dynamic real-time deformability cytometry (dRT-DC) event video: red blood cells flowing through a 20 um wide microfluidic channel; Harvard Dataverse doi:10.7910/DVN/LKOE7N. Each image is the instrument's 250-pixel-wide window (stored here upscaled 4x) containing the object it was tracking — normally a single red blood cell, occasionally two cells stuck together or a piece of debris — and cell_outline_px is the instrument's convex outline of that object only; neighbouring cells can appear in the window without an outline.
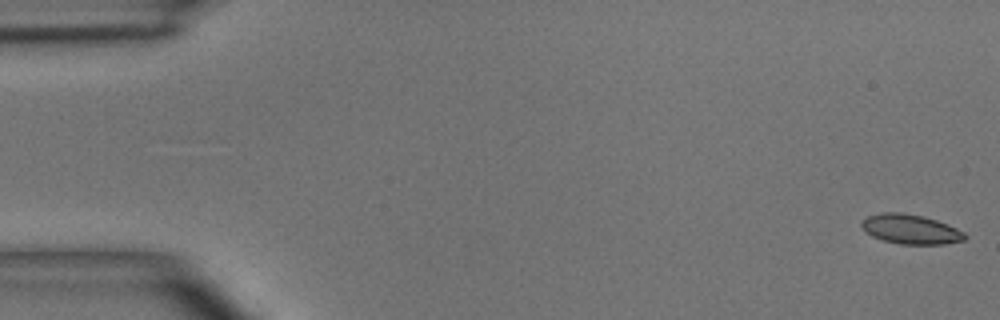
{"species": "common noctule bat (a hibernating species)", "species_latin": "Nyctalus noctula", "temperature_condition": "room temperature", "stored_images_in_passage": 51, "camera_frame_rate_fps": 3000, "um_per_image_px": 0.085, "animal": {"sex": "male", "body_mass_g": 15.6}, "frame": {"image": 1, "passage_image": 1, "time_ms": 0.0, "image_size_px": [1000, 320], "cell_outline_px": [[968, 236], [964, 240], [944, 244], [900, 244], [884, 240], [872, 236], [860, 224], [868, 216], [884, 212], [904, 212], [924, 216], [948, 224], [964, 232]], "centroid_in_image_um": [77.45, 19.48], "position_along_channel_um": 7.6, "area_um2": 17.69}}
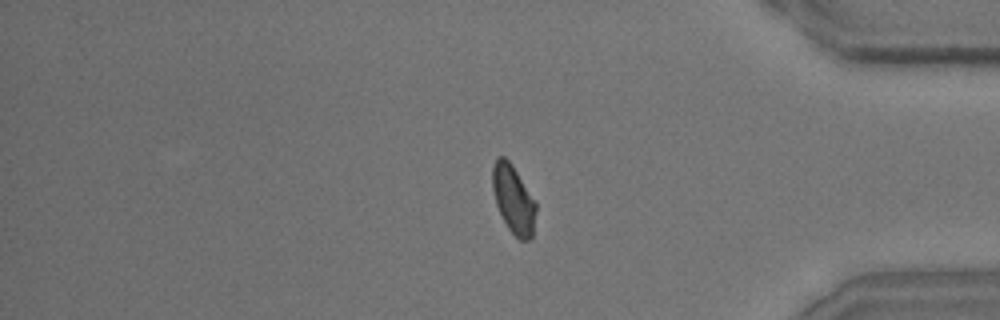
{"frame": {"image": 2, "passage_image": 43, "time_ms": 14.0, "image_size_px": [1000, 320], "cell_outline_px": [[536, 212], [532, 236], [528, 240], [520, 240], [508, 228], [496, 204], [492, 188], [492, 168], [496, 156], [504, 156], [512, 164], [536, 200]], "centroid_in_image_um": [43.64, 16.9], "position_along_channel_um": 391.6, "area_um2": 17.4}}
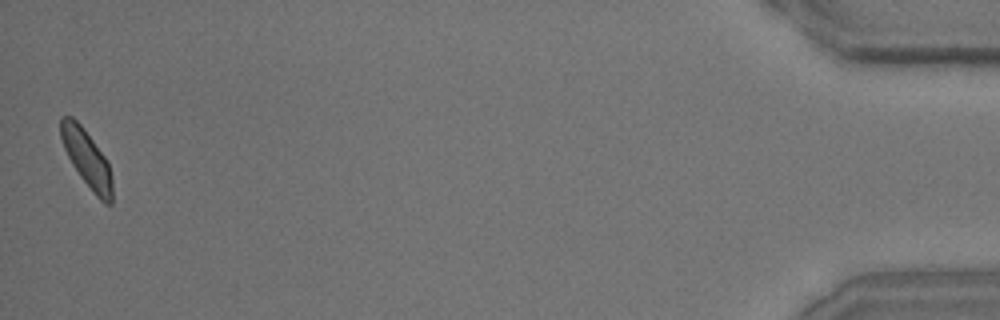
{"frame": {"image": 3, "passage_image": 51, "time_ms": 16.667, "image_size_px": [1000, 320], "cell_outline_px": [[112, 204], [104, 204], [96, 196], [80, 176], [72, 164], [64, 148], [60, 136], [60, 116], [72, 116], [80, 124], [104, 156], [108, 164], [112, 176]], "centroid_in_image_um": [7.37, 13.49], "position_along_channel_um": 427.8, "area_um2": 16.99}, "authors_computed_cell_mechanics": {"area_um2": 17.7446, "velocity_mm_per_s": 3.8768, "shape_relaxation_time_tau1_ms": 2.8186, "shape_relaxation_time_tau2_ms": 1.3031, "deformation_change_tau1": 0.1133, "deformation_change_tau2": 0.0714}}